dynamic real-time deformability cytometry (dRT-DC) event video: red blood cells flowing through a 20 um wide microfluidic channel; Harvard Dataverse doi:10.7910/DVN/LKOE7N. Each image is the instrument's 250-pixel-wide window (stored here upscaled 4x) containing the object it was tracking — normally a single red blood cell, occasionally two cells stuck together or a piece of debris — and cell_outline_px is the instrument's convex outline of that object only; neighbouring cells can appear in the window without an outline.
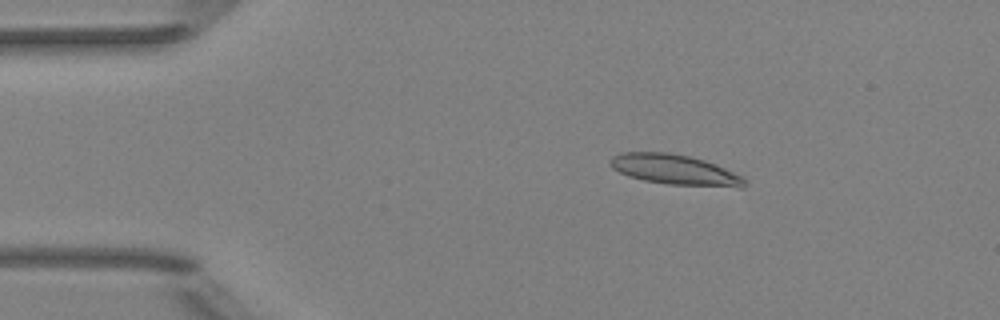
{"species": "Egyptian fruit bat (a non-hibernating species)", "species_latin": "Rousettus aegyptiacus", "temperature_condition": "room temperature", "stored_images_in_passage": 9, "camera_frame_rate_fps": 3000, "um_per_image_px": 0.085, "animal": {"sex": "female"}, "frame": {"image": 1, "passage_image": 3, "time_ms": 2.333, "image_size_px": [1000, 320], "cell_outline_px": [[748, 184], [744, 188], [740, 188], [668, 184], [644, 180], [628, 176], [612, 168], [608, 160], [612, 156], [620, 152], [668, 152], [688, 156], [704, 160], [716, 164], [744, 176]], "centroid_in_image_um": [57.41, 14.43], "position_along_channel_um": 27.6, "area_um2": 23.99}}
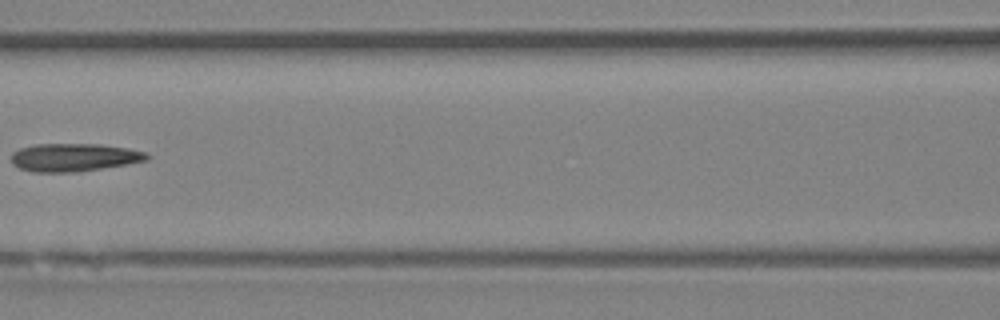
{"frame": {"image": 2, "passage_image": 7, "time_ms": 7.0, "image_size_px": [1000, 320], "cell_outline_px": [[152, 156], [148, 160], [128, 164], [76, 172], [32, 172], [20, 168], [12, 164], [12, 152], [20, 148], [36, 144], [100, 144], [128, 148], [148, 152]], "centroid_in_image_um": [6.33, 13.37], "position_along_channel_um": 160.3, "area_um2": 22.31}}
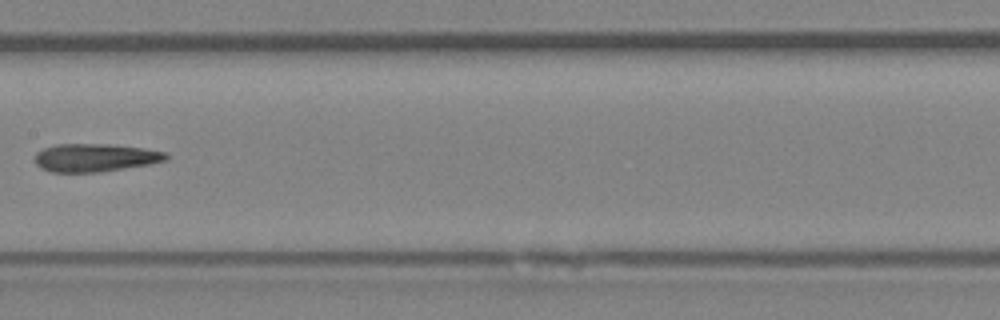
{"frame": {"image": 3, "passage_image": 8, "time_ms": 8.0, "image_size_px": [1000, 320], "cell_outline_px": [[168, 160], [148, 164], [100, 172], [52, 172], [40, 168], [32, 160], [36, 152], [44, 148], [56, 144], [108, 144], [144, 148], [168, 152]], "centroid_in_image_um": [8.06, 13.4], "position_along_channel_um": 199.3, "area_um2": 21.62}}